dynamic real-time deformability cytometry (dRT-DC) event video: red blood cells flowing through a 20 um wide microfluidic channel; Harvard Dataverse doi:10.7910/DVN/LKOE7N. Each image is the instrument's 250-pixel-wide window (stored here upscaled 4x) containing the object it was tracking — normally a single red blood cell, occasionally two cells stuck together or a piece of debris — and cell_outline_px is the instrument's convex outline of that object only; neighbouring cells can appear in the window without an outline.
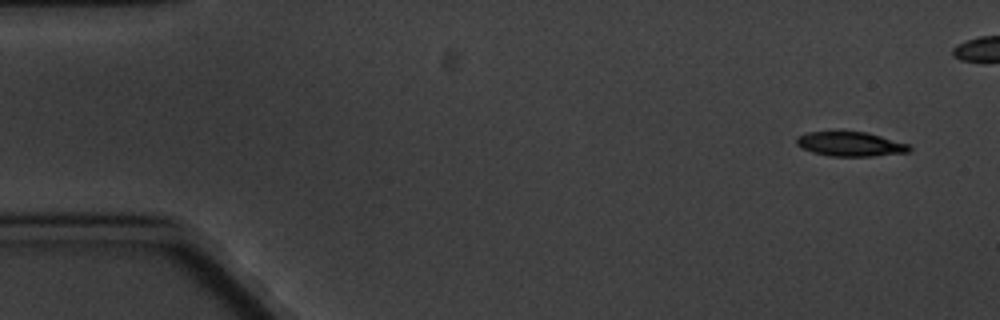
{"species": "common noctule bat (a hibernating species)", "species_latin": "Nyctalus noctula", "temperature_condition": "cold", "stored_images_in_passage": 7, "camera_frame_rate_fps": 3000, "um_per_image_px": 0.085, "animal": {"sex": "male", "body_mass_g": 20.1, "forearm_length_mm": 53.5}, "frame": {"image": 1, "passage_image": 1, "time_ms": 0.0, "image_size_px": [1000, 320], "cell_outline_px": [[912, 148], [908, 152], [872, 156], [828, 156], [812, 152], [800, 148], [796, 144], [796, 140], [800, 136], [808, 132], [864, 132], [880, 136], [908, 144]], "centroid_in_image_um": [72.26, 12.26], "position_along_channel_um": 12.7, "area_um2": 15.84}}